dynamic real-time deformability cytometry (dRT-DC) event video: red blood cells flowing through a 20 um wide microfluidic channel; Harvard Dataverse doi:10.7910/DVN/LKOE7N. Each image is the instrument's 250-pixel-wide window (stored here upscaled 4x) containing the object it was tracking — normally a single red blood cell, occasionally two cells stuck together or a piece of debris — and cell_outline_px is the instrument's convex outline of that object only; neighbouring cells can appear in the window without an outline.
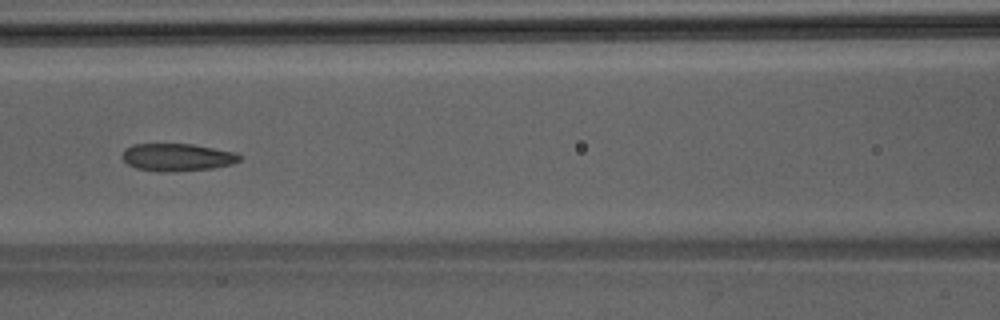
{"species": "Egyptian fruit bat (a non-hibernating species)", "species_latin": "Rousettus aegyptiacus", "temperature_condition": "room temperature", "stored_images_in_passage": 33, "camera_frame_rate_fps": 3000, "um_per_image_px": 0.085, "animal": {"sex": "male"}, "frame": {"image": 1, "passage_image": 7, "time_ms": 2.0, "image_size_px": [1000, 320], "cell_outline_px": [[240, 160], [232, 164], [212, 168], [172, 172], [156, 172], [136, 168], [128, 164], [120, 156], [124, 148], [132, 144], [192, 144], [236, 152], [240, 156]], "centroid_in_image_um": [15.02, 13.37], "position_along_channel_um": 151.6, "area_um2": 19.02}}
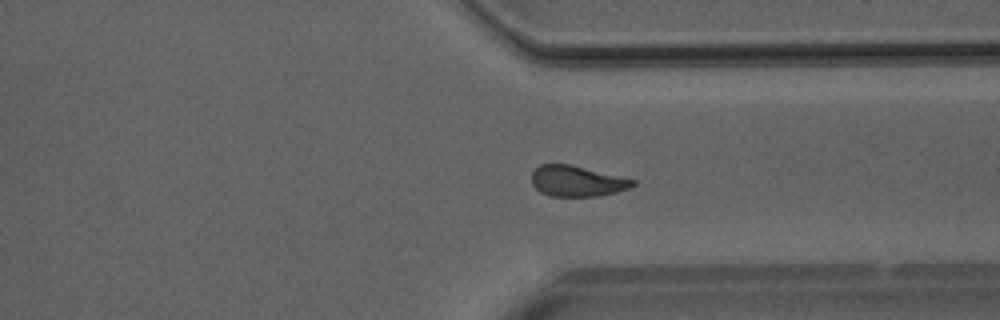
{"frame": {"image": 2, "passage_image": 22, "time_ms": 7.0, "image_size_px": [1000, 320], "cell_outline_px": [[636, 184], [628, 188], [616, 192], [600, 196], [548, 196], [540, 192], [532, 184], [532, 172], [540, 164], [572, 164], [636, 180]], "centroid_in_image_um": [49.04, 15.39], "position_along_channel_um": 362.4, "area_um2": 18.21}}
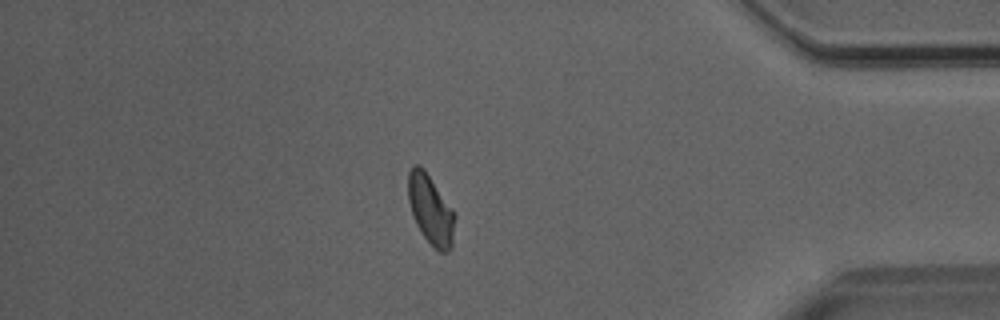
{"frame": {"image": 3, "passage_image": 27, "time_ms": 8.667, "image_size_px": [1000, 320], "cell_outline_px": [[456, 216], [452, 248], [448, 252], [440, 252], [420, 232], [416, 224], [408, 200], [408, 172], [416, 164], [420, 164], [424, 168], [456, 212]], "centroid_in_image_um": [36.63, 17.81], "position_along_channel_um": 398.6, "area_um2": 19.13}}